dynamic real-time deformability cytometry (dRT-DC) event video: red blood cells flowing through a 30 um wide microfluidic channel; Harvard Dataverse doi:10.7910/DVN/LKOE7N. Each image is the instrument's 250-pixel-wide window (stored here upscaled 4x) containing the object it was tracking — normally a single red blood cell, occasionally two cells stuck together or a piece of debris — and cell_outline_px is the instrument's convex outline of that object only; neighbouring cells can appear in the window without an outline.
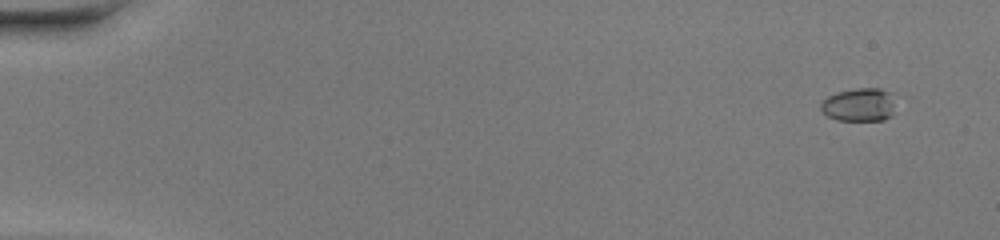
{"species": "common noctule bat (a hibernating species)", "species_latin": "Nyctalus noctula", "temperature_condition": "warm", "stored_images_in_passage": 50, "camera_frame_rate_fps": 3000, "um_per_image_px": 0.085, "animal": {"sex": "female", "body_mass_g": 20.0, "forearm_length_mm": 54.0}, "frame": {"image": 1, "passage_image": 4, "time_ms": 1.0, "image_size_px": [1000, 240], "cell_outline_px": [[892, 116], [884, 120], [836, 120], [828, 116], [820, 108], [820, 104], [828, 96], [836, 92], [856, 88], [880, 88], [888, 92], [892, 104]], "centroid_in_image_um": [72.97, 8.91], "position_along_channel_um": 12.0, "area_um2": 14.22}}
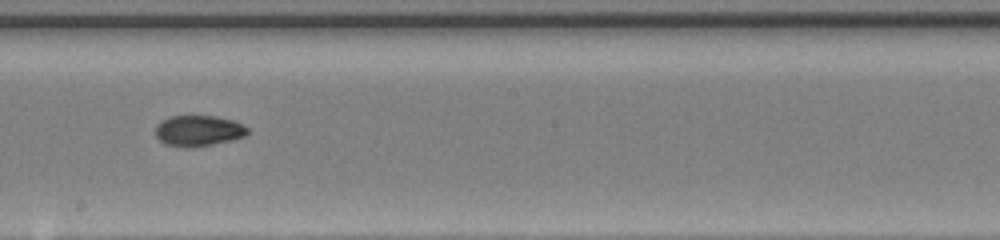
{"frame": {"image": 2, "passage_image": 30, "time_ms": 9.667, "image_size_px": [1000, 240], "cell_outline_px": [[248, 132], [244, 136], [232, 140], [212, 144], [164, 144], [156, 136], [156, 124], [160, 120], [168, 116], [216, 116], [232, 120], [244, 124], [248, 128]], "centroid_in_image_um": [16.88, 11.05], "position_along_channel_um": 231.3, "area_um2": 15.95}}
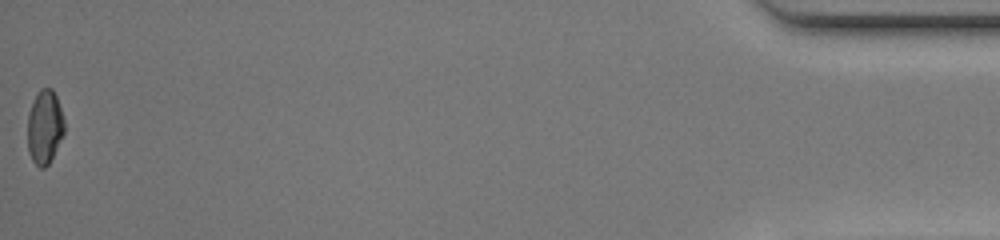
{"frame": {"image": 3, "passage_image": 50, "time_ms": 16.333, "image_size_px": [1000, 240], "cell_outline_px": [[64, 132], [48, 164], [44, 168], [40, 168], [32, 160], [28, 152], [28, 112], [40, 88], [52, 88], [56, 96], [64, 120]], "centroid_in_image_um": [3.78, 10.79], "position_along_channel_um": 431.4, "area_um2": 15.55}, "authors_computed_cell_mechanics": {"area_um2": 15.8372, "velocity_mm_per_s": 4.3462, "shape_relaxation_time_tau1_ms": null, "shape_relaxation_time_tau2_ms": 3.0775, "deformation_change_tau1": null, "deformation_change_tau2": 0.0657}}